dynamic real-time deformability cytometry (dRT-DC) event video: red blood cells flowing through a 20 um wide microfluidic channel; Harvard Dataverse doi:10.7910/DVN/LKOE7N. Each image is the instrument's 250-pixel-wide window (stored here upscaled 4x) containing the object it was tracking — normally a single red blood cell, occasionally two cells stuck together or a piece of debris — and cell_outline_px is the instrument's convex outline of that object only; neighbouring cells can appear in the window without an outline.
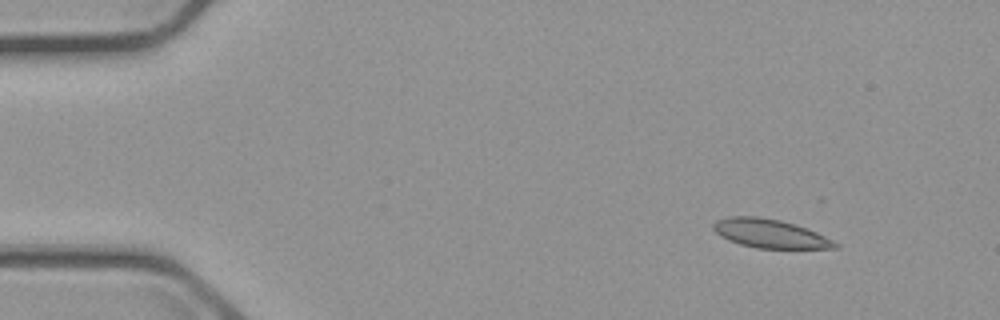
{"species": "common noctule bat (a hibernating species)", "species_latin": "Nyctalus noctula", "temperature_condition": "cold", "stored_images_in_passage": 4, "camera_frame_rate_fps": 3000, "um_per_image_px": 0.085, "animal": {"sex": "male", "body_mass_g": 23.1, "forearm_length_mm": 52.7}, "frame": {"image": 1, "passage_image": 1, "time_ms": 0.0, "image_size_px": [1000, 320], "cell_outline_px": [[840, 248], [756, 248], [740, 244], [728, 240], [720, 236], [712, 228], [712, 224], [716, 220], [728, 216], [756, 216], [780, 220], [796, 224], [816, 232], [840, 244]], "centroid_in_image_um": [65.43, 19.85], "position_along_channel_um": 19.6, "area_um2": 20.4}}
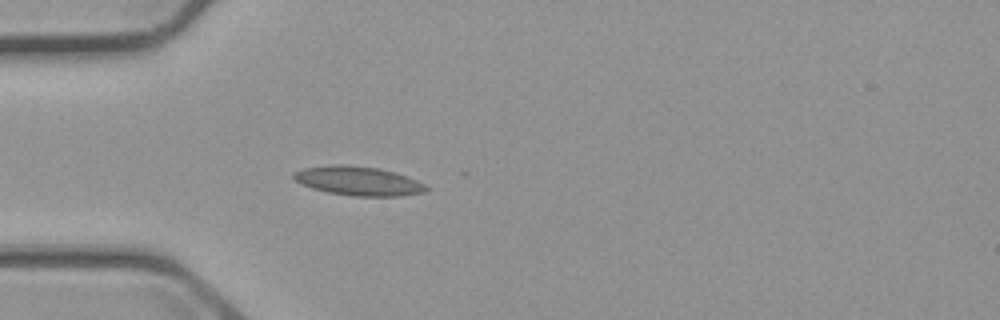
{"frame": {"image": 2, "passage_image": 4, "time_ms": 3.333, "image_size_px": [1000, 320], "cell_outline_px": [[432, 188], [424, 192], [400, 196], [352, 196], [328, 192], [312, 188], [300, 184], [292, 176], [292, 172], [304, 168], [332, 164], [344, 164], [380, 168], [416, 180]], "centroid_in_image_um": [30.43, 15.38], "position_along_channel_um": 54.6, "area_um2": 22.48}}